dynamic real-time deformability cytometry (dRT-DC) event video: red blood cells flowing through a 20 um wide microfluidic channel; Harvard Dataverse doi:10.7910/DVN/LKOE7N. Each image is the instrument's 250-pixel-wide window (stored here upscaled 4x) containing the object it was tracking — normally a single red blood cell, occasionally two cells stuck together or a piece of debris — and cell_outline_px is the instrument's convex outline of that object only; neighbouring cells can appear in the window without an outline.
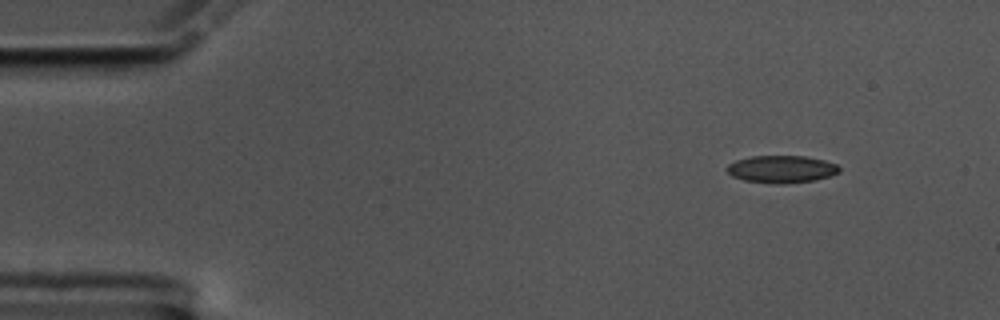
{"species": "common noctule bat (a hibernating species)", "species_latin": "Nyctalus noctula", "temperature_condition": "cold", "stored_images_in_passage": 52, "camera_frame_rate_fps": 3000, "um_per_image_px": 0.085, "animal": {"sex": "male", "body_mass_g": 17.5, "forearm_length_mm": 52.3}, "frame": {"image": 1, "passage_image": 1, "time_ms": 0.0, "image_size_px": [1000, 320], "cell_outline_px": [[840, 172], [816, 180], [780, 184], [776, 184], [744, 180], [732, 176], [724, 168], [728, 164], [736, 160], [752, 156], [804, 156], [824, 160], [836, 164], [840, 168]], "centroid_in_image_um": [66.41, 14.38], "position_along_channel_um": 18.6, "area_um2": 17.92}}
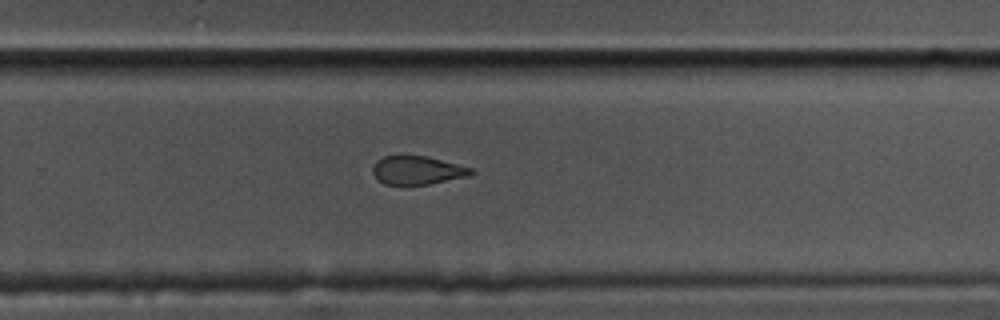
{"frame": {"image": 2, "passage_image": 32, "time_ms": 10.333, "image_size_px": [1000, 320], "cell_outline_px": [[476, 172], [468, 176], [428, 184], [384, 184], [372, 172], [372, 168], [376, 160], [384, 156], [428, 156], [472, 168]], "centroid_in_image_um": [35.48, 14.46], "position_along_channel_um": 294.3, "area_um2": 16.13}}
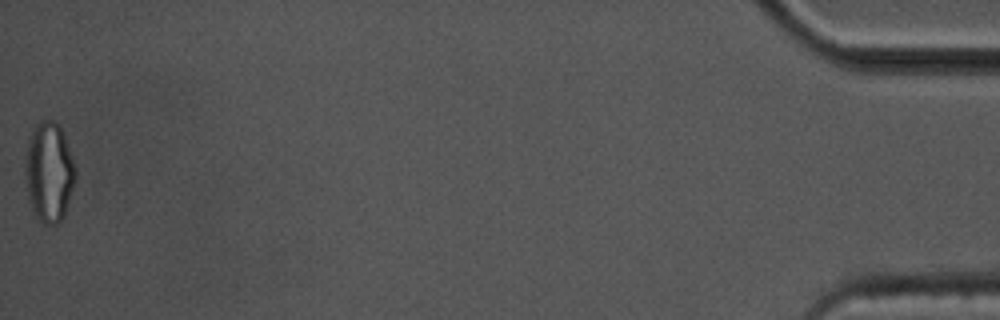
{"frame": {"image": 3, "passage_image": 52, "time_ms": 17.0, "image_size_px": [1000, 320], "cell_outline_px": [[76, 180], [64, 216], [56, 224], [44, 224], [36, 216], [28, 200], [24, 172], [24, 160], [28, 136], [32, 128], [40, 120], [52, 120], [60, 128], [64, 136], [72, 156], [76, 168]], "centroid_in_image_um": [4.14, 14.62], "position_along_channel_um": 431.1, "area_um2": 29.65}, "authors_computed_cell_mechanics": {"area_um2": 17.6579, "velocity_mm_per_s": 3.524, "shape_relaxation_time_tau1_ms": null, "shape_relaxation_time_tau2_ms": 3.0474, "deformation_change_tau1": null, "deformation_change_tau2": 0.1094}}